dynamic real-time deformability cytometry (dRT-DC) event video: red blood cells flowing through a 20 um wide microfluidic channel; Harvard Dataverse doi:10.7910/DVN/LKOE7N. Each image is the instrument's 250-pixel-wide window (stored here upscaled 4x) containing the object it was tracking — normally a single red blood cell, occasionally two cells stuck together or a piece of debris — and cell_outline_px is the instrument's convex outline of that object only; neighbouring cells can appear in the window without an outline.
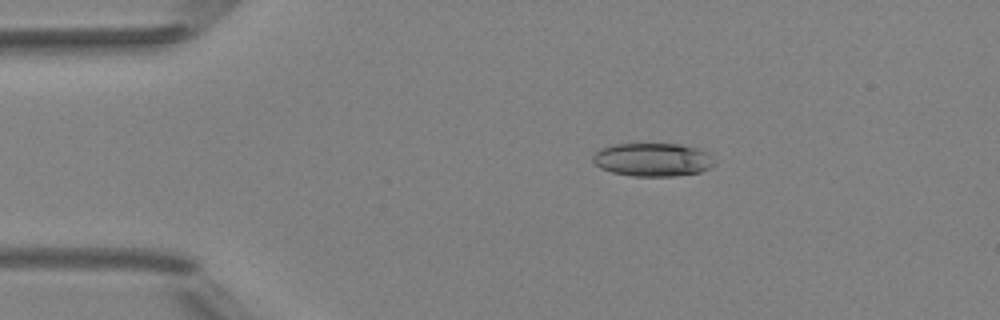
{"species": "Egyptian fruit bat (a non-hibernating species)", "species_latin": "Rousettus aegyptiacus", "temperature_condition": "room temperature", "stored_images_in_passage": 5, "camera_frame_rate_fps": 3000, "um_per_image_px": 0.085, "animal": {"sex": "female"}, "frame": {"image": 1, "passage_image": 2, "time_ms": 1.0, "image_size_px": [1000, 320], "cell_outline_px": [[716, 164], [700, 172], [672, 176], [632, 176], [612, 172], [600, 168], [592, 160], [592, 156], [600, 148], [612, 144], [680, 144], [700, 148]], "centroid_in_image_um": [55.44, 13.57], "position_along_channel_um": 29.6, "area_um2": 23.52}}
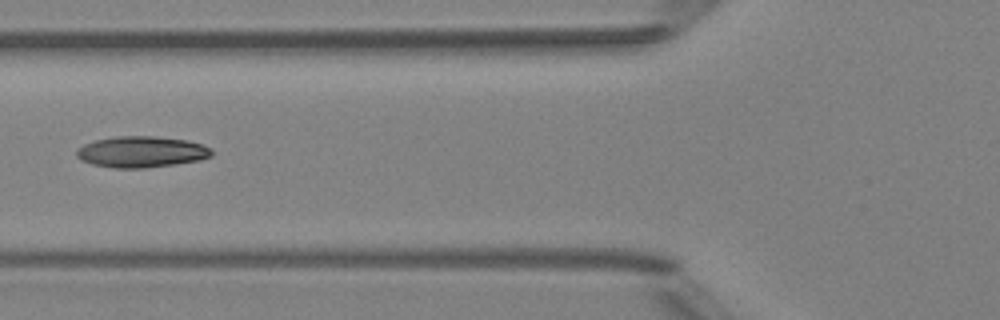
{"frame": {"image": 2, "passage_image": 4, "time_ms": 4.333, "image_size_px": [1000, 320], "cell_outline_px": [[212, 156], [200, 160], [176, 164], [144, 168], [112, 168], [92, 164], [80, 160], [76, 156], [76, 148], [84, 144], [96, 140], [116, 136], [156, 136], [188, 140], [204, 144], [212, 148]], "centroid_in_image_um": [12.03, 12.9], "position_along_channel_um": 113.8, "area_um2": 24.85}}
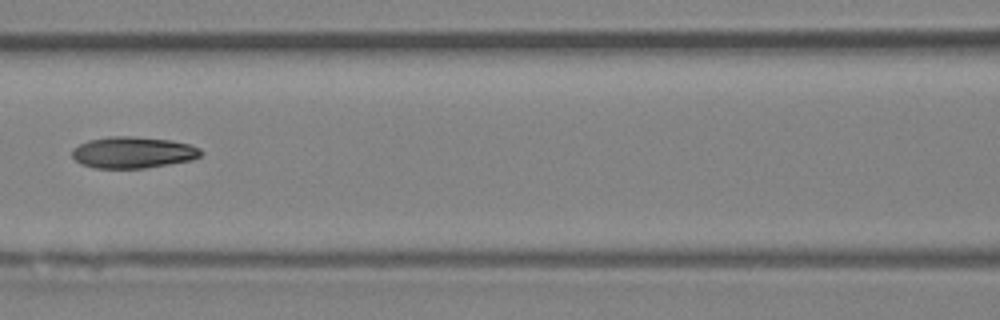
{"frame": {"image": 3, "passage_image": 5, "time_ms": 5.333, "image_size_px": [1000, 320], "cell_outline_px": [[204, 152], [200, 156], [192, 160], [144, 168], [96, 168], [80, 164], [72, 156], [72, 148], [88, 140], [108, 136], [132, 136], [172, 140], [192, 144], [200, 148]], "centroid_in_image_um": [11.32, 12.95], "position_along_channel_um": 155.3, "area_um2": 23.81}}